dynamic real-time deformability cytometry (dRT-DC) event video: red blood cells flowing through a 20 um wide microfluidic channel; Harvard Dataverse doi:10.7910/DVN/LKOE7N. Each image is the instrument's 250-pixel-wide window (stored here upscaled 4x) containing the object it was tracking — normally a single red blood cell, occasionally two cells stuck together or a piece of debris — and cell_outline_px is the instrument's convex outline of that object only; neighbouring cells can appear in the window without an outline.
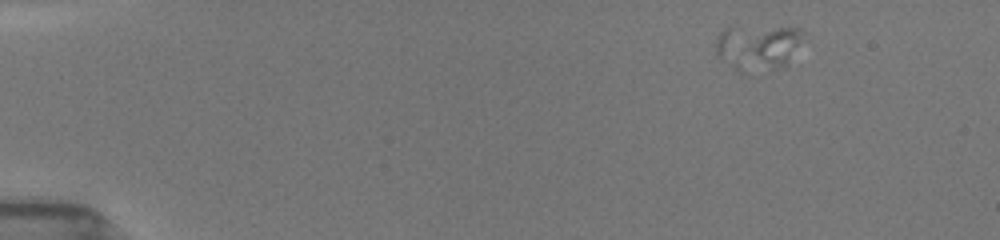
{"species": "common noctule bat (a hibernating species)", "species_latin": "Nyctalus noctula", "temperature_condition": "room temperature", "stored_images_in_passage": 13, "segment_of_instrument_passage": [3, 3], "camera_frame_rate_fps": 3000, "um_per_image_px": 0.085, "animal": {"sex": "female", "body_mass_g": 19.5, "forearm_length_mm": 54.1}, "frame": {"image": 1, "passage_image": 9, "time_ms": 2.0, "image_size_px": [1000, 240], "cell_outline_px": [[804, 32], [788, 64], [784, 68], [772, 68], [744, 48], [768, 32], [780, 28], [800, 28]], "centroid_in_image_um": [66.01, 3.96], "position_along_channel_um": 19.0, "area_um2": 10.64}}